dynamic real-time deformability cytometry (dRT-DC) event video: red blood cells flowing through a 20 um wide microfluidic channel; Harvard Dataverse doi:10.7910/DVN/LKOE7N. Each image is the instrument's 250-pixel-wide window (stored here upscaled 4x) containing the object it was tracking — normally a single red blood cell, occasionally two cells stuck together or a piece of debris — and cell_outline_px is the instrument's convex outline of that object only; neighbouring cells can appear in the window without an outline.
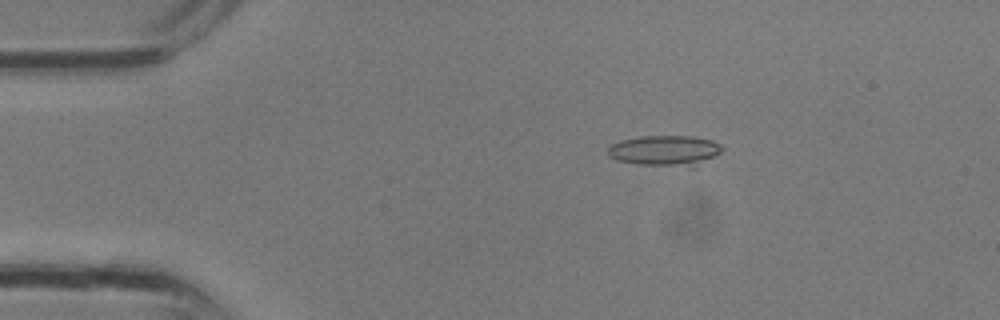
{"species": "common noctule bat (a hibernating species)", "species_latin": "Nyctalus noctula", "temperature_condition": "room temperature", "stored_images_in_passage": 2, "camera_frame_rate_fps": 3000, "um_per_image_px": 0.085, "animal": {"sex": "male", "body_mass_g": 13.3}, "frame": {"image": 1, "passage_image": 1, "time_ms": 0.0, "image_size_px": [1000, 320], "cell_outline_px": [[724, 148], [720, 152], [696, 168], [688, 168], [640, 164], [616, 160], [608, 156], [608, 148], [612, 144], [620, 140], [644, 136], [692, 136], [712, 140], [720, 144]], "centroid_in_image_um": [56.56, 12.82], "position_along_channel_um": 28.4, "area_um2": 20.69}}